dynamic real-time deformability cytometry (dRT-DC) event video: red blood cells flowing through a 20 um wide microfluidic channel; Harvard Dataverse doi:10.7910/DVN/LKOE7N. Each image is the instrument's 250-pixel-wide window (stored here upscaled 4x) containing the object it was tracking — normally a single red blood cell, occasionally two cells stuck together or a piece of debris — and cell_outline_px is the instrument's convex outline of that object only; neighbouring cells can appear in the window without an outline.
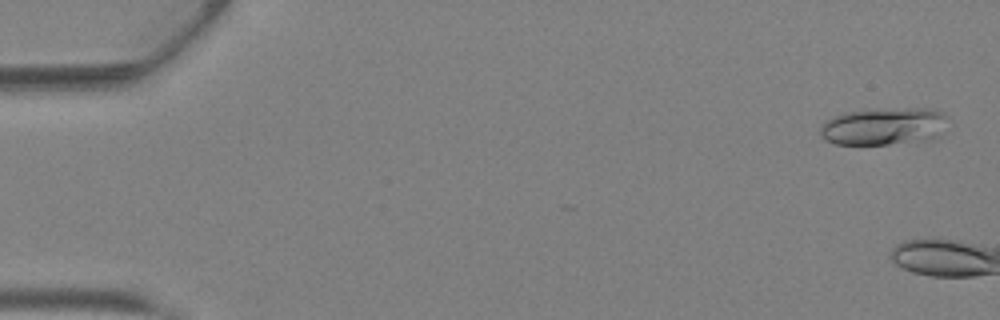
{"species": "Egyptian fruit bat (a non-hibernating species)", "species_latin": "Rousettus aegyptiacus", "temperature_condition": "warm", "stored_images_in_passage": 4, "camera_frame_rate_fps": 3000, "um_per_image_px": 0.085, "animal": {"sex": "female"}, "frame": {"image": 1, "passage_image": 2, "time_ms": 0.333, "image_size_px": [1000, 320], "cell_outline_px": [[948, 116], [936, 136], [928, 140], [888, 144], [836, 144], [824, 140], [820, 136], [820, 128], [832, 116], [844, 112], [904, 108], [928, 108], [944, 112]], "centroid_in_image_um": [75.09, 10.74], "position_along_channel_um": 9.9, "area_um2": 27.46}}